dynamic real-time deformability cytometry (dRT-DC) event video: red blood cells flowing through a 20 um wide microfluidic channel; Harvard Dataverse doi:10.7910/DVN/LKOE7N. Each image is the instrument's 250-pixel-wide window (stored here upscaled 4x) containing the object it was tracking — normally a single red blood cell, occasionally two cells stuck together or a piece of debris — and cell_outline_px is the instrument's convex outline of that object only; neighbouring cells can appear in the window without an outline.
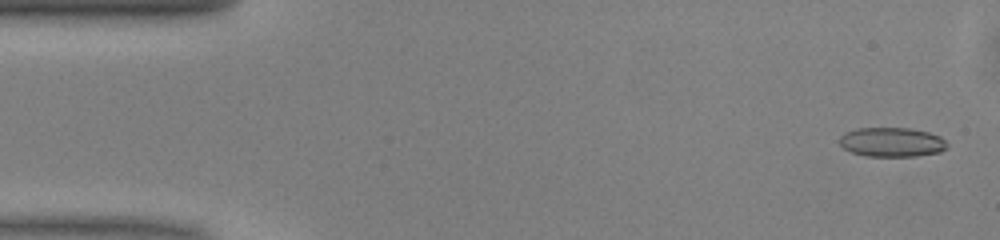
{"species": "common noctule bat (a hibernating species)", "species_latin": "Nyctalus noctula", "temperature_condition": "warm", "stored_images_in_passage": 50, "camera_frame_rate_fps": 3000, "um_per_image_px": 0.085, "animal": {"sex": "male", "body_mass_g": 13.0, "forearm_length_mm": 53.1}, "frame": {"image": 1, "passage_image": 2, "time_ms": 0.333, "image_size_px": [1000, 240], "cell_outline_px": [[948, 144], [940, 152], [916, 156], [864, 156], [852, 152], [844, 148], [840, 144], [840, 136], [844, 132], [856, 128], [908, 128], [928, 132], [940, 136]], "centroid_in_image_um": [75.78, 12.08], "position_along_channel_um": 9.2, "area_um2": 18.38}}
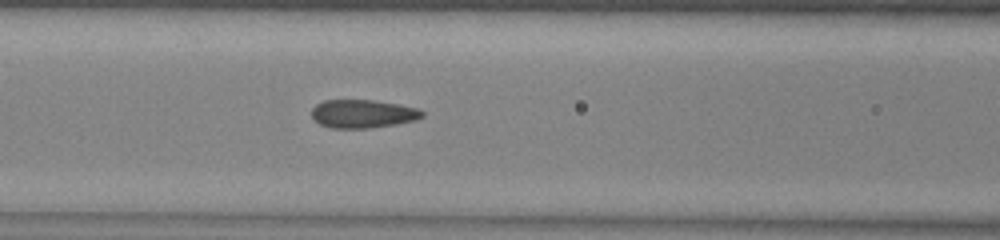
{"frame": {"image": 2, "passage_image": 20, "time_ms": 6.333, "image_size_px": [1000, 240], "cell_outline_px": [[424, 116], [416, 120], [396, 124], [368, 128], [332, 128], [320, 124], [312, 116], [312, 108], [316, 104], [324, 100], [372, 100], [396, 104], [416, 108], [424, 112]], "centroid_in_image_um": [30.83, 9.67], "position_along_channel_um": 135.8, "area_um2": 18.09}}
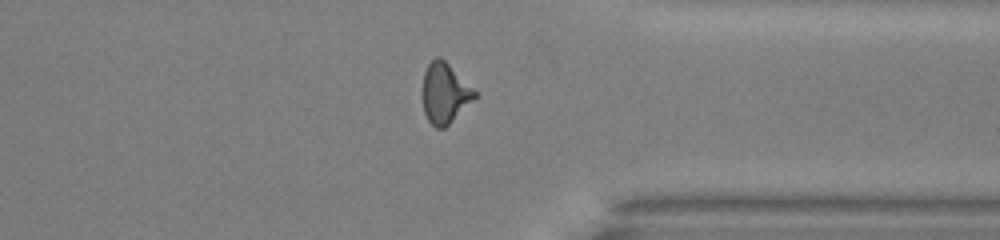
{"frame": {"image": 3, "passage_image": 38, "time_ms": 12.333, "image_size_px": [1000, 240], "cell_outline_px": [[480, 96], [444, 128], [436, 128], [428, 120], [424, 112], [424, 72], [428, 64], [436, 56], [440, 56]], "centroid_in_image_um": [37.84, 7.94], "position_along_channel_um": 373.6, "area_um2": 18.03}, "authors_computed_cell_mechanics": {"area_um2": 18.3226, "velocity_mm_per_s": 4.0804, "shape_relaxation_time_tau1_ms": 9.7465, "shape_relaxation_time_tau2_ms": 1.4178, "deformation_change_tau1": 0.2002, "deformation_change_tau2": 0.0643}}